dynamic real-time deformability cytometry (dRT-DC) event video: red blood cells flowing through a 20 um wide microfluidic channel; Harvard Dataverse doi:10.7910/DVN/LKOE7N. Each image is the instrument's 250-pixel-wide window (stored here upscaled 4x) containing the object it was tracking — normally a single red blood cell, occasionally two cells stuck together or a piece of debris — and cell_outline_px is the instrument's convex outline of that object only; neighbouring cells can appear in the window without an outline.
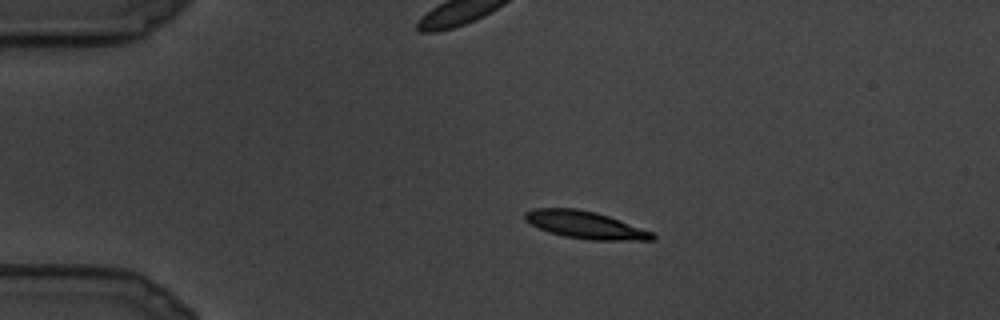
{"species": "common noctule bat (a hibernating species)", "species_latin": "Nyctalus noctula", "temperature_condition": "cold", "stored_images_in_passage": 9, "camera_frame_rate_fps": 3000, "um_per_image_px": 0.085, "animal": {"sex": "male", "body_mass_g": 19.5, "forearm_length_mm": 54.6}, "frame": {"image": 1, "passage_image": 1, "time_ms": 0.0, "image_size_px": [1000, 320], "cell_outline_px": [[656, 236], [652, 240], [588, 240], [564, 236], [548, 232], [524, 220], [524, 212], [532, 208], [576, 208], [596, 212], [620, 220], [652, 232]], "centroid_in_image_um": [49.71, 19.11], "position_along_channel_um": 35.3, "area_um2": 20.29}}
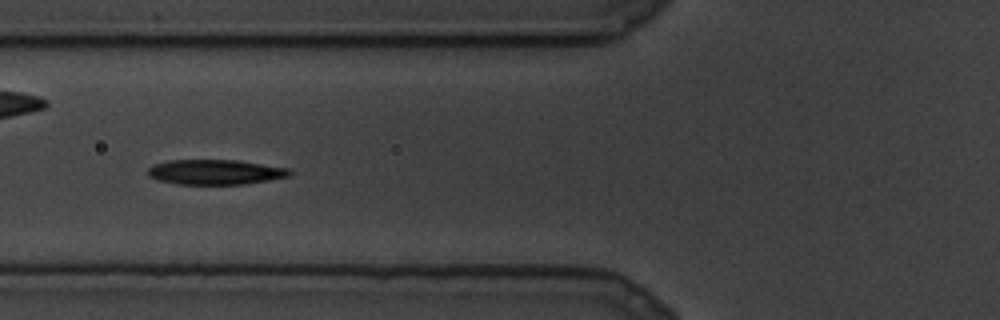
{"frame": {"image": 2, "passage_image": 6, "time_ms": 1.667, "image_size_px": [1000, 320], "cell_outline_px": [[292, 172], [288, 176], [268, 180], [244, 184], [176, 184], [156, 180], [148, 176], [148, 168], [152, 164], [168, 160], [236, 160], [292, 168]], "centroid_in_image_um": [18.27, 14.62], "position_along_channel_um": 107.5, "area_um2": 20.81}}
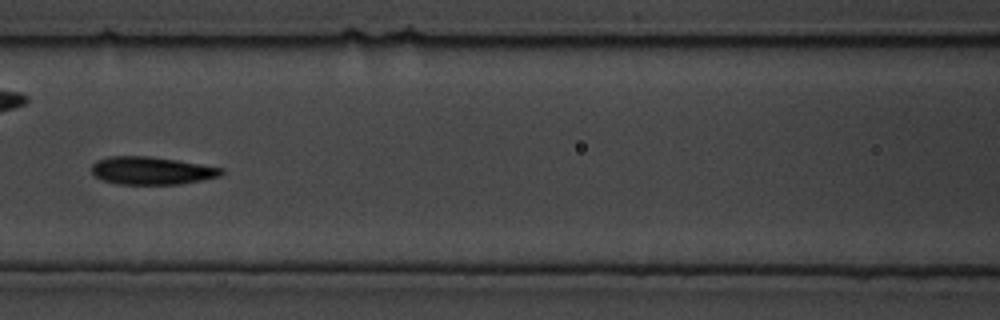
{"frame": {"image": 3, "passage_image": 8, "time_ms": 2.333, "image_size_px": [1000, 320], "cell_outline_px": [[224, 172], [220, 176], [180, 184], [116, 184], [104, 180], [96, 176], [92, 172], [92, 164], [96, 160], [108, 156], [148, 156], [176, 160], [224, 168]], "centroid_in_image_um": [12.87, 14.5], "position_along_channel_um": 153.7, "area_um2": 20.92}}